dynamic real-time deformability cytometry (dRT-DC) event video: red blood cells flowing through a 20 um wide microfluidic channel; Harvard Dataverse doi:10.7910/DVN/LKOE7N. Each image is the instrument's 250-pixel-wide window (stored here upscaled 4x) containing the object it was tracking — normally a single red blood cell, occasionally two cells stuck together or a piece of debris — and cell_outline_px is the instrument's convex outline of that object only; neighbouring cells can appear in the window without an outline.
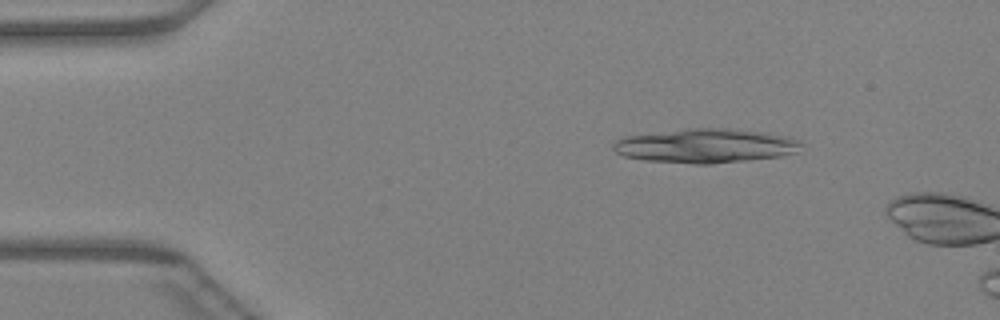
{"species": "Egyptian fruit bat (a non-hibernating species)", "species_latin": "Rousettus aegyptiacus", "temperature_condition": "warm", "stored_images_in_passage": 9, "camera_frame_rate_fps": 3000, "um_per_image_px": 0.085, "animal": {"sex": "female"}, "frame": {"image": 1, "passage_image": 7, "time_ms": 2.0, "image_size_px": [1000, 320], "cell_outline_px": [[804, 144], [796, 152], [784, 156], [712, 164], [692, 164], [644, 160], [624, 156], [616, 152], [612, 148], [612, 144], [616, 140], [624, 136], [692, 128], [724, 128], [764, 132], [788, 136]], "centroid_in_image_um": [59.98, 12.4], "position_along_channel_um": 25.0, "area_um2": 37.57}}